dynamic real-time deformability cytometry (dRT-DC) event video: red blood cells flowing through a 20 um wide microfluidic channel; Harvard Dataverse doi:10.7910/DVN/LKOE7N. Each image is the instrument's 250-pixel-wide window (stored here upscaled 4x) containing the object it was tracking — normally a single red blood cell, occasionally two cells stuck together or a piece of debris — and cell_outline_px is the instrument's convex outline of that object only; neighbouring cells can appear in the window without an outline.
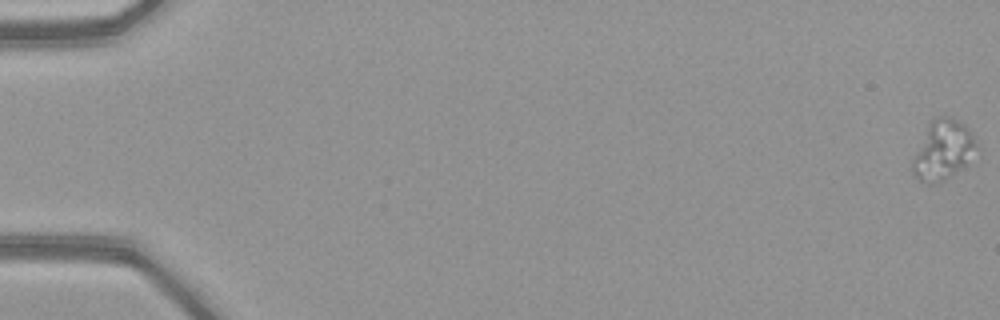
{"species": "common noctule bat (a hibernating species)", "species_latin": "Nyctalus noctula", "temperature_condition": "warm", "stored_images_in_passage": 54, "camera_frame_rate_fps": 3000, "um_per_image_px": 0.085, "animal": {"sex": "female", "body_mass_g": 21.9}, "frame": {"image": 1, "passage_image": 1, "time_ms": 0.0, "image_size_px": [1000, 320], "cell_outline_px": [[980, 148], [964, 168], [944, 180], [932, 184], [928, 184], [920, 180], [912, 172], [912, 156], [932, 116], [944, 116], [956, 120], [964, 124], [968, 128], [976, 140]], "centroid_in_image_um": [80.17, 12.75], "position_along_channel_um": 4.8, "area_um2": 22.66}}
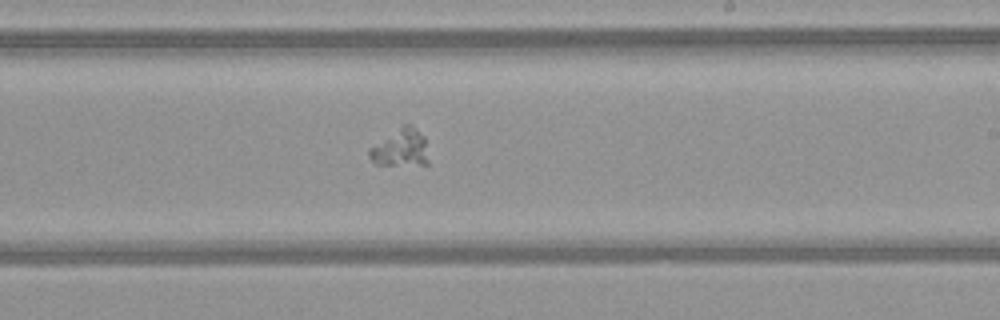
{"frame": {"image": 2, "passage_image": 33, "time_ms": 10.667, "image_size_px": [1000, 320], "cell_outline_px": [[428, 164], [376, 164], [368, 156], [368, 148], [404, 124], [412, 124], [424, 136], [428, 160]], "centroid_in_image_um": [34.04, 12.55], "position_along_channel_um": 255.0, "area_um2": 12.77}}
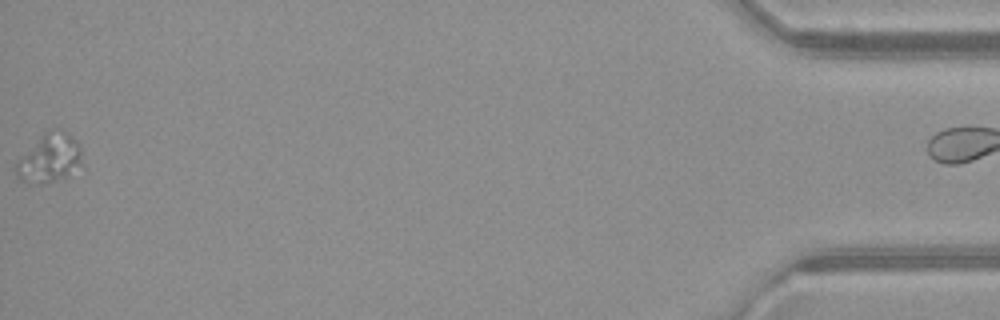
{"frame": {"image": 3, "passage_image": 53, "time_ms": 17.333, "image_size_px": [1000, 320], "cell_outline_px": [[80, 160], [68, 176], [52, 180], [20, 180], [16, 176], [12, 168], [16, 160], [48, 128], [52, 128], [68, 136], [80, 148]], "centroid_in_image_um": [4.09, 13.41], "position_along_channel_um": 431.1, "area_um2": 17.57}}